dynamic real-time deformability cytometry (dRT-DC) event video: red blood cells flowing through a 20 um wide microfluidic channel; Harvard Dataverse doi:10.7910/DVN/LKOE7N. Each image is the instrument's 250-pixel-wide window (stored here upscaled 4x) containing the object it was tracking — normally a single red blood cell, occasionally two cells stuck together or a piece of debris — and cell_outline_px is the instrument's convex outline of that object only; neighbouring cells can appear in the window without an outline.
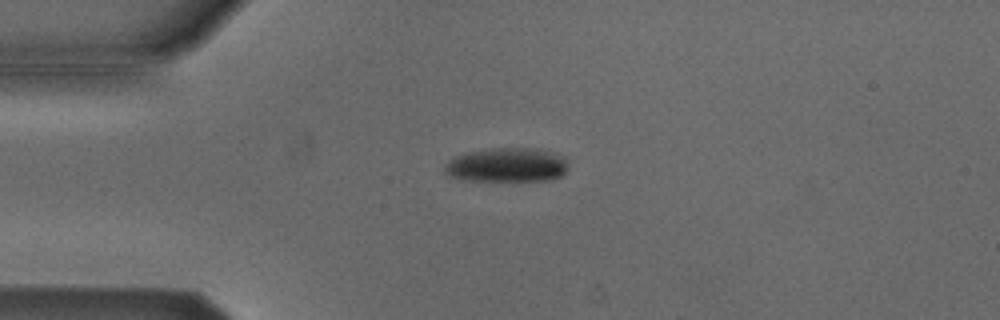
{"species": "Egyptian fruit bat (a non-hibernating species)", "species_latin": "Rousettus aegyptiacus", "temperature_condition": "cold", "stored_images_in_passage": 41, "camera_frame_rate_fps": 3000, "um_per_image_px": 0.085, "animal": {"sex": "male"}, "frame": {"image": 1, "passage_image": 1, "time_ms": 0.0, "image_size_px": [1000, 320], "cell_outline_px": [[568, 168], [560, 176], [552, 180], [460, 180], [448, 176], [444, 172], [444, 164], [448, 160], [456, 156], [468, 152], [492, 148], [536, 148], [564, 156], [568, 164]], "centroid_in_image_um": [43.06, 14.02], "position_along_channel_um": 41.9, "area_um2": 24.74}}
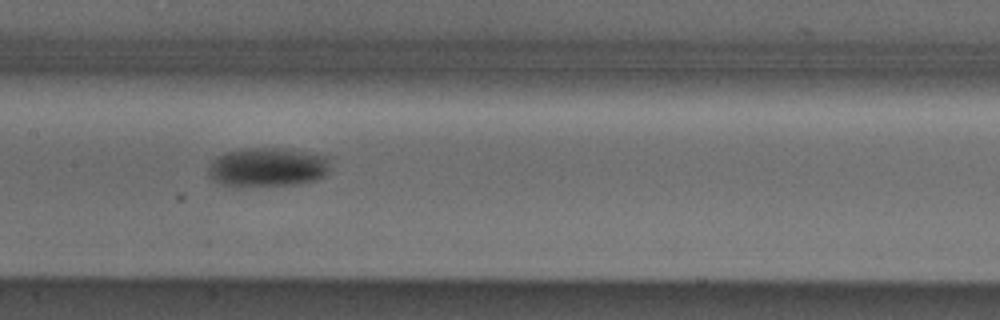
{"frame": {"image": 2, "passage_image": 14, "time_ms": 4.333, "image_size_px": [1000, 320], "cell_outline_px": [[328, 168], [324, 176], [316, 180], [300, 184], [240, 188], [236, 188], [212, 180], [208, 176], [208, 168], [212, 160], [216, 156], [228, 152], [244, 148], [276, 148], [328, 156]], "centroid_in_image_um": [22.67, 14.25], "position_along_channel_um": 184.7, "area_um2": 28.09}}
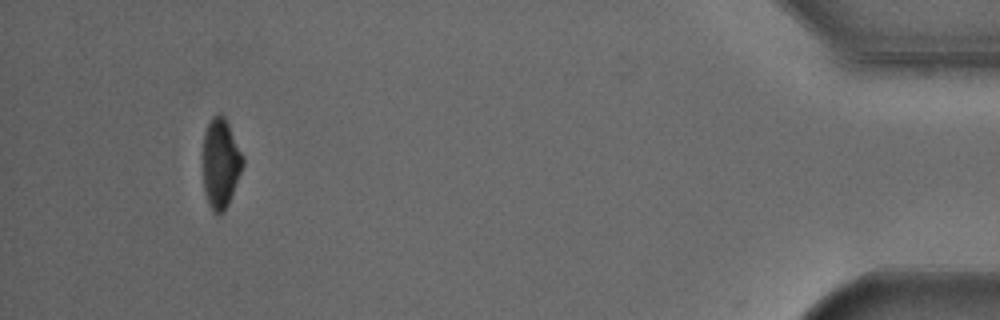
{"frame": {"image": 3, "passage_image": 38, "time_ms": 12.333, "image_size_px": [1000, 320], "cell_outline_px": [[244, 164], [228, 204], [224, 212], [212, 212], [208, 204], [204, 192], [200, 164], [204, 132], [212, 116], [220, 112], [224, 116], [244, 156]], "centroid_in_image_um": [18.7, 13.86], "position_along_channel_um": 416.5, "area_um2": 21.56}, "authors_computed_cell_mechanics": {"area_um2": 26.3568, "velocity_mm_per_s": 3.8271, "shape_relaxation_time_tau1_ms": 2.7219, "shape_relaxation_time_tau2_ms": null, "deformation_change_tau1": 0.1099, "deformation_change_tau2": null}}